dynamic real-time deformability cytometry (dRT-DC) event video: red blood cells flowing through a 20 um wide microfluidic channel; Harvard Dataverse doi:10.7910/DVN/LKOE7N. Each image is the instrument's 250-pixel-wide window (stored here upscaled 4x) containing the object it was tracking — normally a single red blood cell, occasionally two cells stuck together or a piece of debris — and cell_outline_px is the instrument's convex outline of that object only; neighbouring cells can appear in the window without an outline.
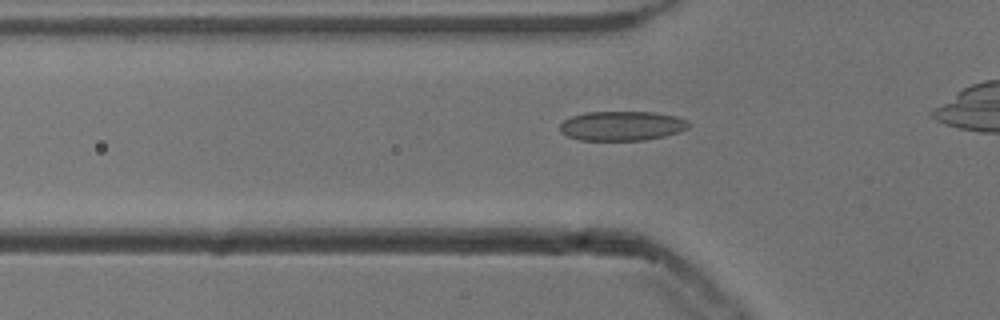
{"species": "common noctule bat (a hibernating species)", "species_latin": "Nyctalus noctula", "temperature_condition": "cold", "stored_images_in_passage": 39, "camera_frame_rate_fps": 3000, "um_per_image_px": 0.085, "animal": {"sex": "male", "body_mass_g": 13.3}, "frame": {"image": 1, "passage_image": 13, "time_ms": 4.0, "image_size_px": [1000, 320], "cell_outline_px": [[692, 124], [688, 128], [680, 132], [664, 136], [644, 140], [580, 140], [568, 136], [560, 132], [560, 124], [564, 120], [572, 116], [584, 112], [656, 112], [676, 116], [688, 120]], "centroid_in_image_um": [52.89, 10.69], "position_along_channel_um": 72.9, "area_um2": 22.31}}
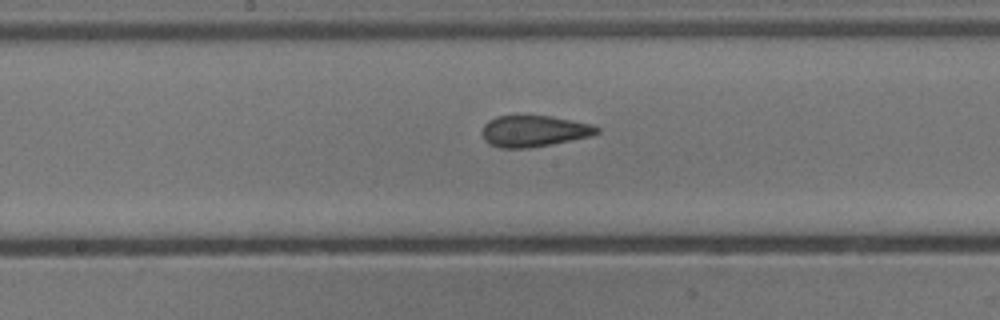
{"frame": {"image": 2, "passage_image": 23, "time_ms": 7.333, "image_size_px": [1000, 320], "cell_outline_px": [[600, 132], [592, 136], [528, 148], [500, 148], [488, 144], [484, 140], [480, 132], [484, 124], [488, 120], [496, 116], [516, 112], [552, 116], [592, 124], [600, 128]], "centroid_in_image_um": [45.32, 11.09], "position_along_channel_um": 202.9, "area_um2": 21.91}}
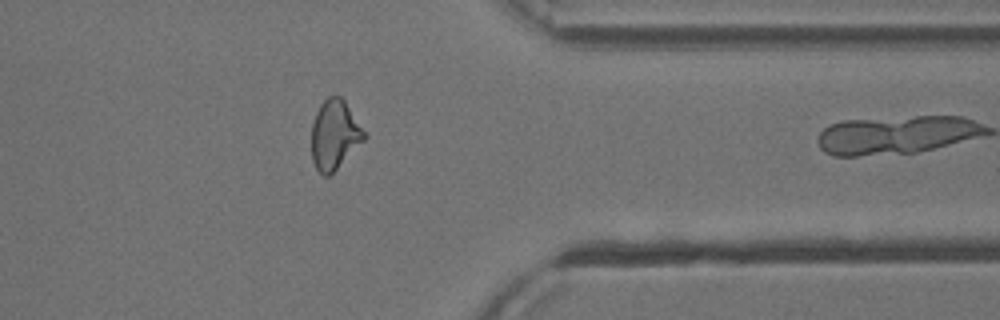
{"frame": {"image": 3, "passage_image": 38, "time_ms": 12.333, "image_size_px": [1000, 320], "cell_outline_px": [[368, 136], [328, 176], [324, 176], [316, 168], [312, 160], [312, 124], [316, 112], [320, 104], [328, 96], [340, 96], [344, 100]], "centroid_in_image_um": [28.43, 11.43], "position_along_channel_um": 383.0, "area_um2": 20.92}}